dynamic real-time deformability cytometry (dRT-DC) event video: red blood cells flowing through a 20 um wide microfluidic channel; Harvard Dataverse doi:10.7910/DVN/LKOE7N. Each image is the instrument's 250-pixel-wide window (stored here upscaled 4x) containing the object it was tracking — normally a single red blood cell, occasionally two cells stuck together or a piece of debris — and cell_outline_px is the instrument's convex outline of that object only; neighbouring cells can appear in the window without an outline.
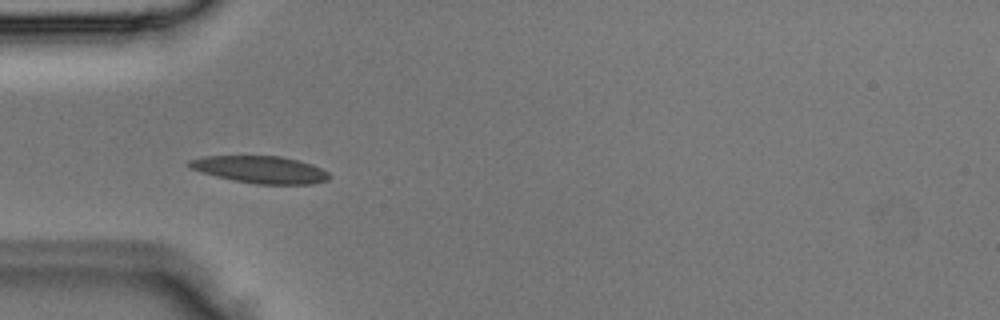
{"species": "Egyptian fruit bat (a non-hibernating species)", "species_latin": "Rousettus aegyptiacus", "temperature_condition": "room temperature", "stored_images_in_passage": 5, "camera_frame_rate_fps": 3000, "um_per_image_px": 0.085, "animal": {"sex": "male"}, "frame": {"image": 1, "passage_image": 4, "time_ms": 1.0, "image_size_px": [1000, 320], "cell_outline_px": [[332, 176], [328, 180], [312, 184], [256, 184], [216, 176], [200, 172], [184, 164], [188, 160], [204, 156], [280, 156], [312, 164], [328, 172]], "centroid_in_image_um": [22.12, 14.41], "position_along_channel_um": 62.9, "area_um2": 22.14}}
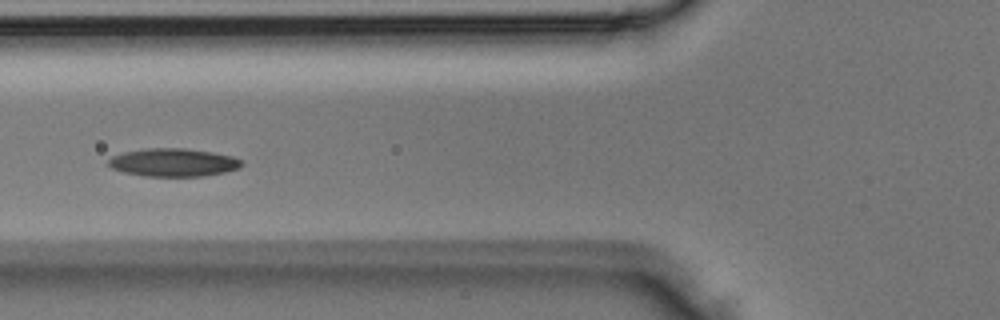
{"frame": {"image": 2, "passage_image": 5, "time_ms": 1.333, "image_size_px": [1000, 320], "cell_outline_px": [[244, 164], [240, 168], [224, 172], [204, 176], [144, 176], [124, 172], [112, 168], [108, 164], [108, 160], [112, 156], [124, 152], [148, 148], [184, 148], [212, 152], [232, 156], [240, 160]], "centroid_in_image_um": [14.74, 13.81], "position_along_channel_um": 111.1, "area_um2": 21.73}}